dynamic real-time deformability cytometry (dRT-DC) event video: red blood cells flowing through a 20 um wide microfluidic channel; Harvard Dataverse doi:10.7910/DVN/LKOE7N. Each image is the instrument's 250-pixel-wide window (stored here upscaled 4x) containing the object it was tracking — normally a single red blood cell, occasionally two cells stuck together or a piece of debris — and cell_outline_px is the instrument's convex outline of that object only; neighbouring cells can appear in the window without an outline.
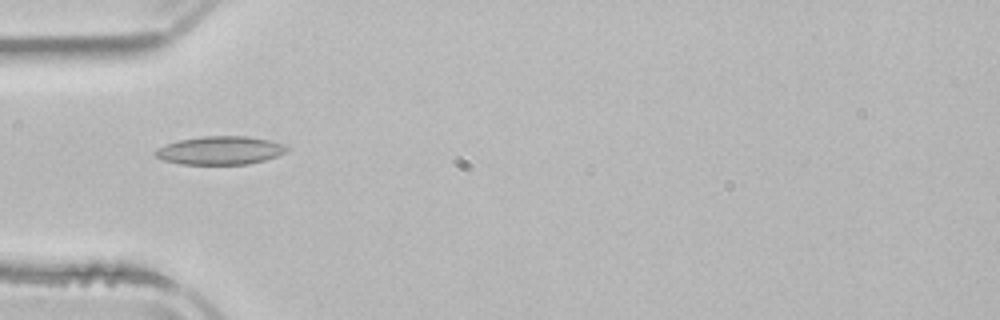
{"species": "common noctule bat (a hibernating species)", "species_latin": "Nyctalus noctula", "temperature_condition": "room temperature", "stored_images_in_passage": 6, "camera_frame_rate_fps": 3000, "um_per_image_px": 0.085, "animal": {"sex": "male", "body_mass_g": 21.5, "forearm_length_mm": 52.0}, "frame": {"image": 1, "passage_image": 4, "time_ms": 4.667, "image_size_px": [1000, 320], "cell_outline_px": [[288, 148], [284, 152], [276, 156], [264, 160], [248, 164], [180, 164], [164, 160], [156, 156], [152, 152], [156, 148], [164, 144], [180, 140], [204, 136], [248, 136], [272, 140], [284, 144]], "centroid_in_image_um": [18.69, 12.78], "position_along_channel_um": 66.3, "area_um2": 21.73}}
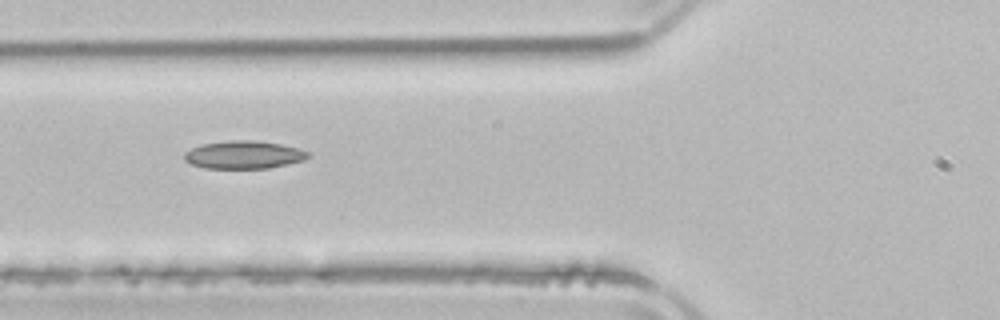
{"frame": {"image": 2, "passage_image": 5, "time_ms": 5.667, "image_size_px": [1000, 320], "cell_outline_px": [[308, 156], [304, 160], [288, 164], [268, 168], [204, 168], [192, 164], [184, 160], [184, 152], [200, 144], [228, 140], [252, 140], [280, 144], [300, 148], [308, 152]], "centroid_in_image_um": [20.7, 13.15], "position_along_channel_um": 105.1, "area_um2": 20.11}}
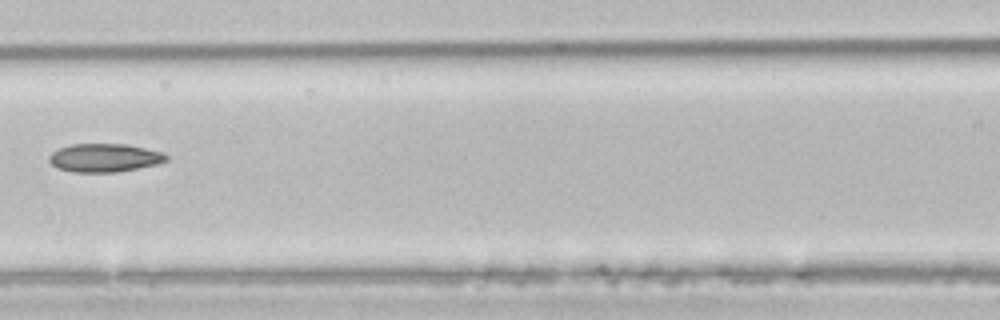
{"frame": {"image": 3, "passage_image": 6, "time_ms": 7.0, "image_size_px": [1000, 320], "cell_outline_px": [[168, 160], [156, 164], [116, 172], [72, 172], [56, 168], [48, 160], [48, 156], [52, 152], [60, 148], [72, 144], [128, 144], [160, 152], [168, 156]], "centroid_in_image_um": [8.83, 13.41], "position_along_channel_um": 157.8, "area_um2": 19.25}}